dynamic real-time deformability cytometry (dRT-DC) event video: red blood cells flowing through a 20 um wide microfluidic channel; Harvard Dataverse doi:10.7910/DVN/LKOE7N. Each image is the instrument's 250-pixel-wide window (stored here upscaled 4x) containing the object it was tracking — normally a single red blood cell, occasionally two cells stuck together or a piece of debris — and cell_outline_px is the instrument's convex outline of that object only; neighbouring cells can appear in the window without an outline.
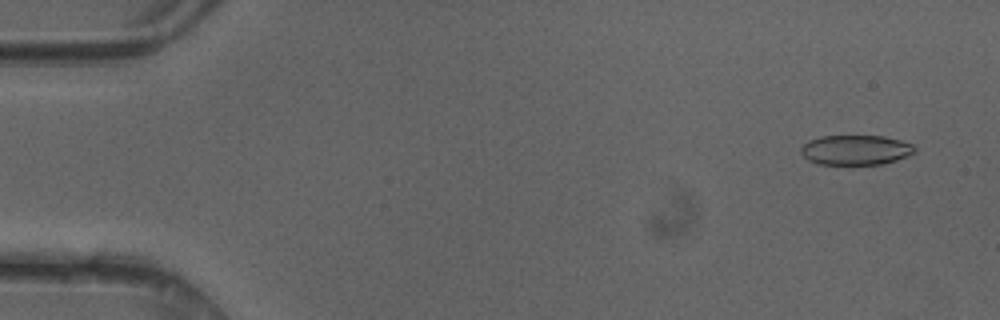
{"species": "common noctule bat (a hibernating species)", "species_latin": "Nyctalus noctula", "temperature_condition": "cold", "stored_images_in_passage": 49, "camera_frame_rate_fps": 3000, "um_per_image_px": 0.085, "animal": {"sex": "female"}, "frame": {"image": 1, "passage_image": 3, "time_ms": 0.667, "image_size_px": [1000, 320], "cell_outline_px": [[916, 152], [908, 156], [896, 160], [880, 164], [816, 164], [808, 160], [800, 152], [800, 148], [808, 140], [820, 136], [884, 136], [900, 140], [912, 144], [916, 148]], "centroid_in_image_um": [72.72, 12.74], "position_along_channel_um": 12.3, "area_um2": 19.88}}
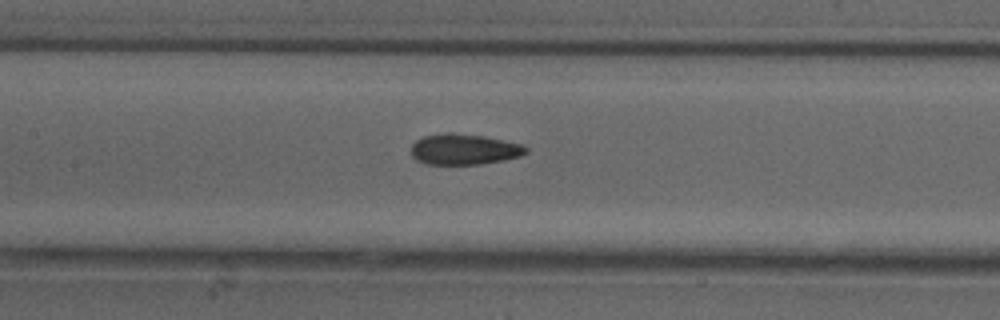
{"frame": {"image": 2, "passage_image": 23, "time_ms": 7.333, "image_size_px": [1000, 320], "cell_outline_px": [[528, 152], [520, 156], [504, 160], [480, 164], [424, 164], [416, 160], [412, 156], [412, 144], [416, 140], [424, 136], [444, 132], [452, 132], [484, 136], [524, 144], [528, 148]], "centroid_in_image_um": [39.46, 12.68], "position_along_channel_um": 167.9, "area_um2": 20.81}}
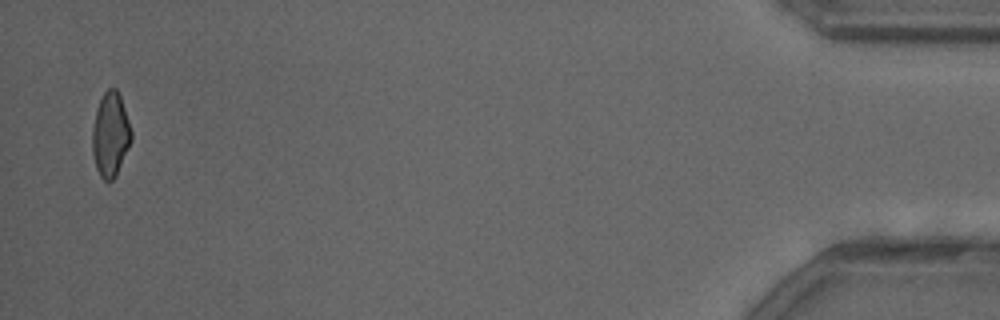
{"frame": {"image": 3, "passage_image": 48, "time_ms": 15.667, "image_size_px": [1000, 320], "cell_outline_px": [[132, 140], [116, 176], [112, 180], [104, 180], [100, 176], [96, 168], [92, 152], [92, 128], [96, 108], [104, 92], [108, 88], [116, 88], [120, 96], [132, 132]], "centroid_in_image_um": [9.38, 11.45], "position_along_channel_um": 425.8, "area_um2": 19.13}, "authors_computed_cell_mechanics": {"area_um2": 20.519, "velocity_mm_per_s": 4.1938, "shape_relaxation_time_tau1_ms": 5.2624, "shape_relaxation_time_tau2_ms": 4.254, "deformation_change_tau1": 0.1317, "deformation_change_tau2": 0.0987}}